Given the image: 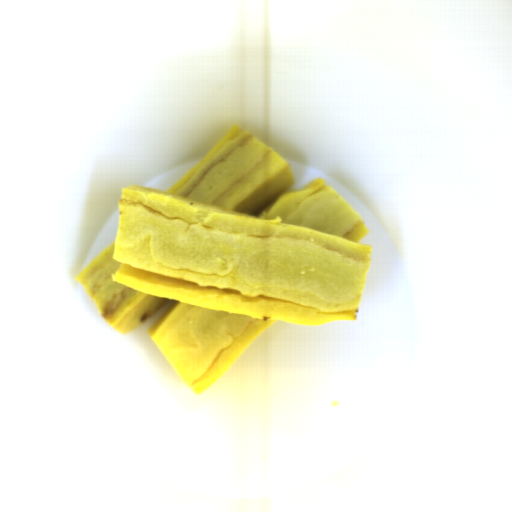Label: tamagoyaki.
<instances>
[{"mask_svg": "<svg viewBox=\"0 0 512 512\" xmlns=\"http://www.w3.org/2000/svg\"><path fill=\"white\" fill-rule=\"evenodd\" d=\"M295 182L272 147L232 126L167 191L121 188L115 239L74 279L123 335L173 302L146 333L199 395L276 321H357L366 222L326 179Z\"/></svg>", "mask_w": 512, "mask_h": 512, "instance_id": "1", "label": "tamagoyaki"}]
</instances>
